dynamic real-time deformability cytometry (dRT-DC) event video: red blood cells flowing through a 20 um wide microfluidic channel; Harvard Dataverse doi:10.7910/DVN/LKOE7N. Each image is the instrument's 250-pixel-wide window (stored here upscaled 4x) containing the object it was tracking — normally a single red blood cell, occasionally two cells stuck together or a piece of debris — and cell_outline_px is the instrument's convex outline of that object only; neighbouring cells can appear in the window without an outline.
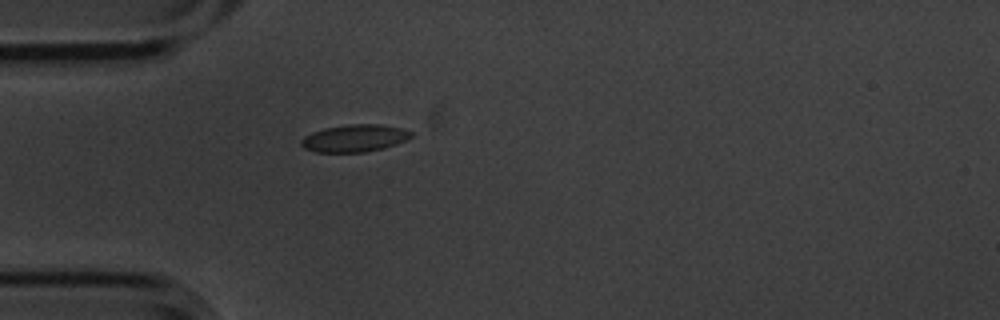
{"species": "common noctule bat (a hibernating species)", "species_latin": "Nyctalus noctula", "temperature_condition": "cold", "stored_images_in_passage": 1, "camera_frame_rate_fps": 3000, "um_per_image_px": 0.085, "animal": {"sex": "male", "body_mass_g": 20.1, "forearm_length_mm": 53.5}, "frame": {"image": 1, "passage_image": 1, "time_ms": 0.0, "image_size_px": [1000, 320], "cell_outline_px": [[412, 136], [396, 144], [384, 148], [364, 152], [316, 152], [304, 148], [300, 144], [300, 140], [304, 136], [312, 132], [324, 128], [348, 124], [380, 124], [400, 128], [412, 132]], "centroid_in_image_um": [30.1, 11.75], "position_along_channel_um": 54.9, "area_um2": 17.46}}